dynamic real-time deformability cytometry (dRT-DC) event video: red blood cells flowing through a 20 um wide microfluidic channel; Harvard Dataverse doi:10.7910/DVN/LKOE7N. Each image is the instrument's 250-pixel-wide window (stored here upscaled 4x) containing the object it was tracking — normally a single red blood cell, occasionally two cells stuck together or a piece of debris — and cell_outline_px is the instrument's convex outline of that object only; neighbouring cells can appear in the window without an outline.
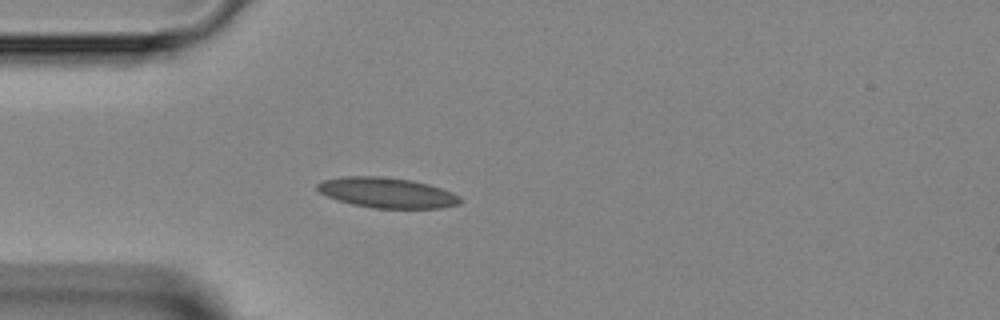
{"species": "Egyptian fruit bat (a non-hibernating species)", "species_latin": "Rousettus aegyptiacus", "temperature_condition": "room temperature", "stored_images_in_passage": 1, "camera_frame_rate_fps": 3000, "um_per_image_px": 0.085, "animal": {"sex": "female"}, "frame": {"image": 1, "passage_image": 1, "time_ms": 0.0, "image_size_px": [1000, 320], "cell_outline_px": [[460, 204], [440, 208], [372, 208], [352, 204], [328, 196], [320, 192], [316, 188], [316, 184], [324, 180], [344, 176], [380, 176], [412, 180], [428, 184], [452, 192], [460, 196]], "centroid_in_image_um": [32.9, 16.38], "position_along_channel_um": 52.1, "area_um2": 25.09}}